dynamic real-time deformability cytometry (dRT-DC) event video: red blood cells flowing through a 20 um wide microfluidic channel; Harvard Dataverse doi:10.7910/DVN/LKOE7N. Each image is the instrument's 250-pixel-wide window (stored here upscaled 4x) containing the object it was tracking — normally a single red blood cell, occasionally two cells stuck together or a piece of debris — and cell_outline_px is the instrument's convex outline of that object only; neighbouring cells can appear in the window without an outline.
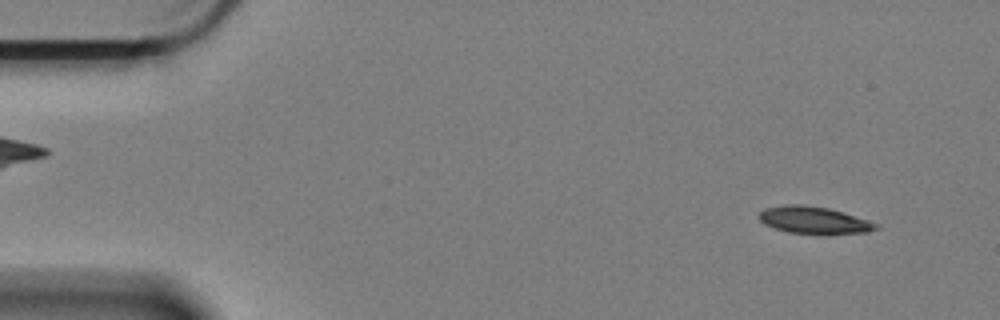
{"species": "Egyptian fruit bat (a non-hibernating species)", "species_latin": "Rousettus aegyptiacus", "temperature_condition": "cold", "stored_images_in_passage": 60, "camera_frame_rate_fps": 3000, "um_per_image_px": 0.085, "animal": {"sex": "female"}, "frame": {"image": 1, "passage_image": 5, "time_ms": 1.333, "image_size_px": [1000, 320], "cell_outline_px": [[880, 228], [868, 232], [788, 232], [764, 224], [760, 220], [760, 212], [764, 208], [788, 204], [800, 204], [828, 208], [868, 220], [880, 224]], "centroid_in_image_um": [69.18, 18.68], "position_along_channel_um": 15.8, "area_um2": 17.74}}
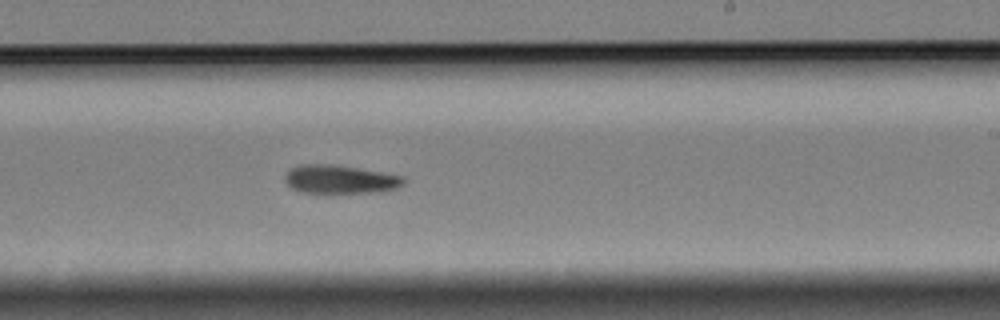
{"frame": {"image": 2, "passage_image": 36, "time_ms": 11.667, "image_size_px": [1000, 320], "cell_outline_px": [[408, 180], [404, 184], [396, 188], [372, 192], [304, 192], [292, 188], [284, 180], [284, 176], [292, 168], [300, 164], [332, 164], [404, 176]], "centroid_in_image_um": [28.92, 15.23], "position_along_channel_um": 260.1, "area_um2": 19.36}}
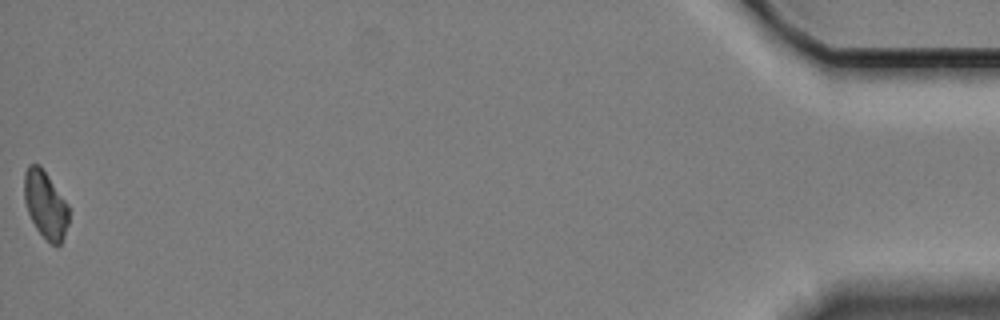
{"frame": {"image": 3, "passage_image": 60, "time_ms": 19.667, "image_size_px": [1000, 320], "cell_outline_px": [[68, 224], [64, 236], [60, 244], [56, 248], [36, 228], [28, 212], [24, 200], [24, 172], [28, 164], [40, 164], [68, 204]], "centroid_in_image_um": [3.85, 17.37], "position_along_channel_um": 431.3, "area_um2": 17.46}}